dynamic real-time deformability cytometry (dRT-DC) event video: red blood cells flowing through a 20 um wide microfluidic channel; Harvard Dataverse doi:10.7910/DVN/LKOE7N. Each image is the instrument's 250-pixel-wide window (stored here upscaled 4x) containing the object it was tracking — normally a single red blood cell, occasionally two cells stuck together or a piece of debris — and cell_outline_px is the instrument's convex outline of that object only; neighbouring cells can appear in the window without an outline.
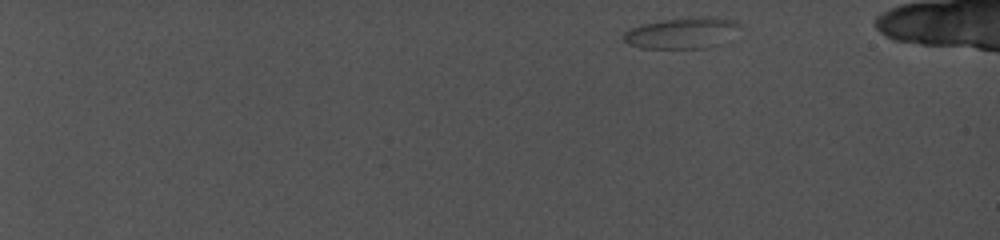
{"species": "common noctule bat (a hibernating species)", "species_latin": "Nyctalus noctula", "temperature_condition": "cold", "stored_images_in_passage": 61, "camera_frame_rate_fps": 5000, "um_per_image_px": 0.085, "animal": {"sex": "female", "body_mass_g": 19.0, "forearm_length_mm": 56.7}, "frame": {"image": 1, "passage_image": 1, "time_ms": 0.0, "image_size_px": [1000, 240], "cell_outline_px": [[708, 24], [692, 48], [644, 48], [632, 44], [624, 40], [624, 36], [628, 32], [636, 28], [648, 24], [672, 20], [704, 20]], "centroid_in_image_um": [56.72, 2.92], "position_along_channel_um": 28.3, "area_um2": 13.18}}
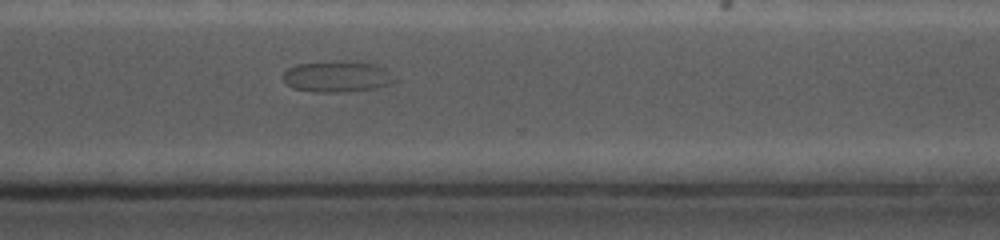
{"frame": {"image": 2, "passage_image": 52, "time_ms": 14.6, "image_size_px": [1000, 240], "cell_outline_px": [[396, 84], [376, 88], [344, 92], [316, 92], [292, 88], [284, 84], [284, 72], [288, 68], [296, 64], [332, 60], [340, 60], [376, 64], [384, 68], [396, 76]], "centroid_in_image_um": [28.69, 6.5], "position_along_channel_um": 341.9, "area_um2": 20.81}}
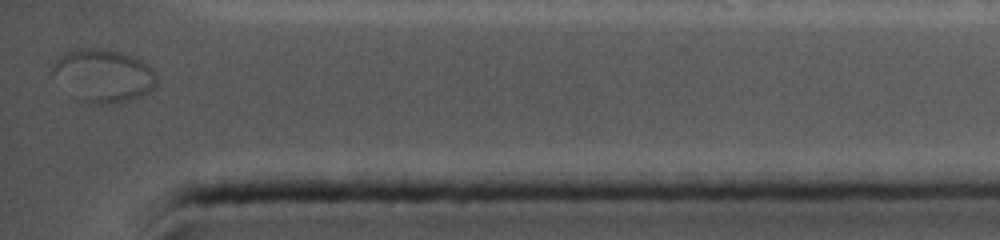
{"frame": {"image": 3, "passage_image": 61, "time_ms": 17.0, "image_size_px": [1000, 240], "cell_outline_px": [[156, 84], [148, 92], [140, 96], [112, 104], [100, 104], [84, 100], [52, 72], [52, 68], [56, 60], [64, 52], [88, 48], [108, 48], [136, 56], [148, 64], [156, 72]], "centroid_in_image_um": [8.9, 6.36], "position_along_channel_um": 426.3, "area_um2": 31.1}}